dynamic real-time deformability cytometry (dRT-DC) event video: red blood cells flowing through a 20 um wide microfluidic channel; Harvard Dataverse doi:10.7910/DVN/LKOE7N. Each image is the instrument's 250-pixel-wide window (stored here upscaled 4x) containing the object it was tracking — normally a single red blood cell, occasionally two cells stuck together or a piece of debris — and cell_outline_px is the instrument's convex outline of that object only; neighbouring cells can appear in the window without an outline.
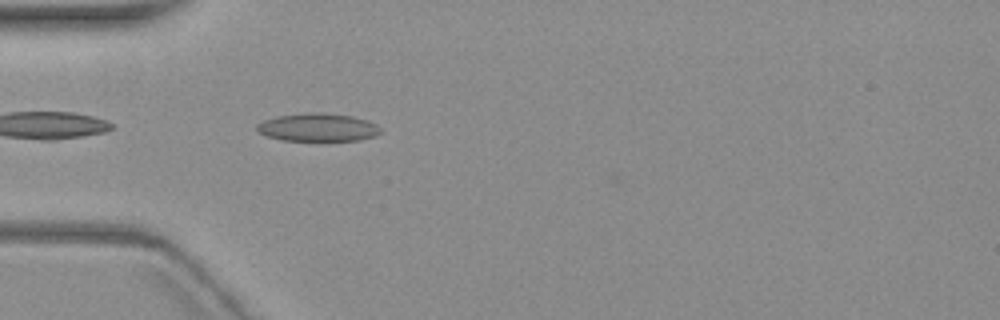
{"species": "common noctule bat (a hibernating species)", "species_latin": "Nyctalus noctula", "temperature_condition": "warm", "stored_images_in_passage": 5, "camera_frame_rate_fps": 3000, "um_per_image_px": 0.085, "animal": {"sex": "female", "body_mass_g": 19.3, "forearm_length_mm": 54.1}, "frame": {"image": 1, "passage_image": 5, "time_ms": 5.667, "image_size_px": [1000, 320], "cell_outline_px": [[380, 132], [372, 136], [360, 140], [280, 140], [268, 136], [260, 132], [256, 128], [256, 124], [264, 120], [276, 116], [312, 112], [320, 112], [352, 116], [368, 120], [376, 124], [380, 128]], "centroid_in_image_um": [27.0, 10.81], "position_along_channel_um": 58.0, "area_um2": 20.0}}